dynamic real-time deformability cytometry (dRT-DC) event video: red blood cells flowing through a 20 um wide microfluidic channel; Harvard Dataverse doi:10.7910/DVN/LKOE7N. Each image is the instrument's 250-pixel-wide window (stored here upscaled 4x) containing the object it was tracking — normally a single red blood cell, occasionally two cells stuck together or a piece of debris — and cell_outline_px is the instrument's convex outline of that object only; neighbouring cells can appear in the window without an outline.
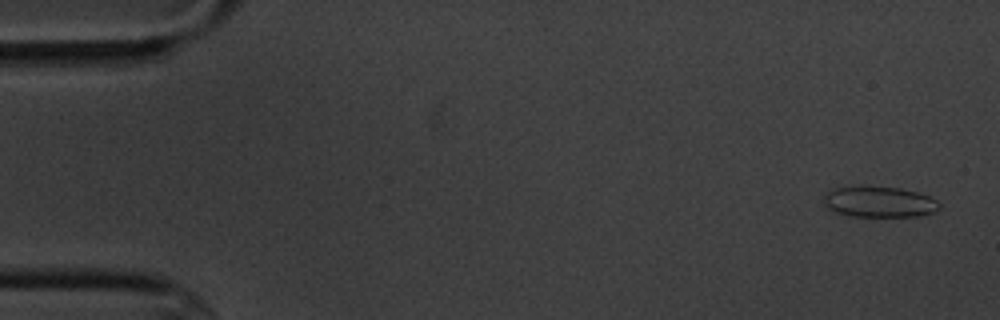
{"species": "common noctule bat (a hibernating species)", "species_latin": "Nyctalus noctula", "temperature_condition": "cold", "stored_images_in_passage": 5, "camera_frame_rate_fps": 3000, "um_per_image_px": 0.085, "animal": {"sex": "male", "body_mass_g": 20.1, "forearm_length_mm": 53.5}, "frame": {"image": 1, "passage_image": 1, "time_ms": 0.0, "image_size_px": [1000, 320], "cell_outline_px": [[940, 208], [932, 212], [920, 216], [852, 216], [836, 212], [828, 208], [824, 204], [824, 192], [832, 188], [860, 184], [900, 188], [920, 192], [936, 200], [940, 204]], "centroid_in_image_um": [74.69, 17.12], "position_along_channel_um": 10.3, "area_um2": 21.33}}